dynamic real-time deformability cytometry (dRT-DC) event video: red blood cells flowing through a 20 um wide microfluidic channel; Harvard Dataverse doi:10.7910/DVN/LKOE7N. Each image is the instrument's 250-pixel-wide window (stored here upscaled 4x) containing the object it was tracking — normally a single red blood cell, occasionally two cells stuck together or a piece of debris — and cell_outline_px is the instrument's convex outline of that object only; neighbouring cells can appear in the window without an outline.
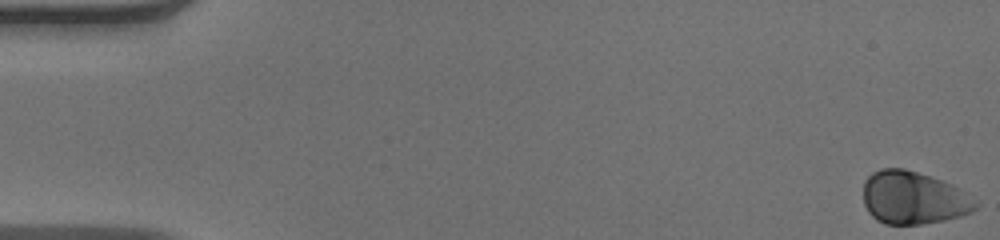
{"species": "human", "species_latin": "Homo sapiens", "temperature_condition": "warm", "stored_images_in_passage": 53, "camera_frame_rate_fps": 3000, "um_per_image_px": 0.085, "donor": {"sex": "male"}, "frame": {"image": 1, "passage_image": 1, "time_ms": 0.0, "image_size_px": [1000, 240], "cell_outline_px": [[980, 204], [972, 212], [960, 216], [944, 220], [920, 224], [884, 224], [876, 220], [868, 212], [864, 204], [864, 180], [872, 172], [880, 168], [904, 168], [932, 176], [952, 184], [976, 200]], "centroid_in_image_um": [77.63, 16.81], "position_along_channel_um": 7.4, "area_um2": 34.8}}
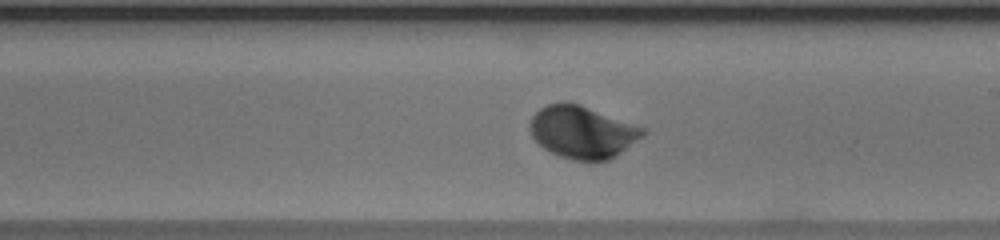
{"frame": {"image": 2, "passage_image": 31, "time_ms": 10.0, "image_size_px": [1000, 240], "cell_outline_px": [[648, 132], [644, 136], [616, 156], [608, 160], [572, 160], [560, 156], [544, 148], [532, 136], [528, 128], [528, 124], [532, 116], [540, 108], [548, 104], [564, 100], [568, 100], [580, 104], [648, 128]], "centroid_in_image_um": [49.53, 11.19], "position_along_channel_um": 239.5, "area_um2": 34.97}}
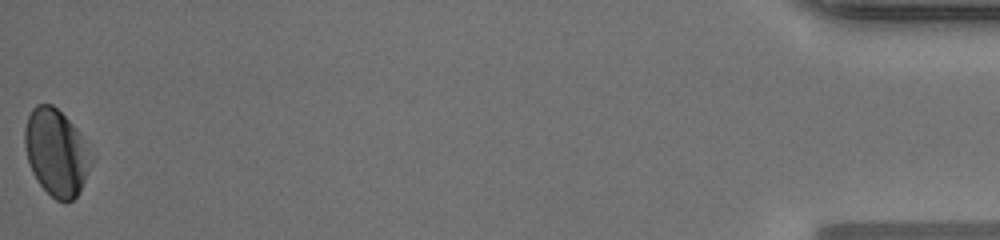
{"frame": {"image": 3, "passage_image": 53, "time_ms": 17.333, "image_size_px": [1000, 240], "cell_outline_px": [[92, 164], [76, 196], [72, 200], [64, 204], [56, 200], [36, 180], [32, 172], [28, 160], [24, 144], [24, 128], [28, 116], [32, 108], [36, 104], [52, 104], [76, 128], [92, 160]], "centroid_in_image_um": [4.74, 12.97], "position_along_channel_um": 430.5, "area_um2": 33.0}, "authors_computed_cell_mechanics": {"area_um2": 34.0442, "velocity_mm_per_s": 3.9075, "shape_relaxation_time_tau1_ms": 1.9693, "shape_relaxation_time_tau2_ms": null, "deformation_change_tau1": 0.1016, "deformation_change_tau2": null}}